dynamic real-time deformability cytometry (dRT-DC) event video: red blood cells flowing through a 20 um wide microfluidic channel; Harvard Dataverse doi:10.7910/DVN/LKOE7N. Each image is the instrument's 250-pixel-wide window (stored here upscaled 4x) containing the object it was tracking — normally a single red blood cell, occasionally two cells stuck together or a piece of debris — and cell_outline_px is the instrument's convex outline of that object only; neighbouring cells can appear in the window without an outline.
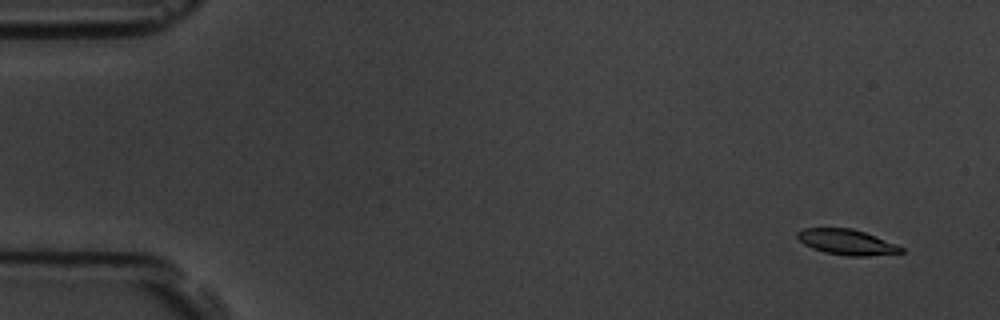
{"species": "common noctule bat (a hibernating species)", "species_latin": "Nyctalus noctula", "temperature_condition": "room temperature", "stored_images_in_passage": 4, "camera_frame_rate_fps": 3000, "um_per_image_px": 0.085, "animal": {"sex": "male", "body_mass_g": 19.5, "forearm_length_mm": 54.6}, "frame": {"image": 1, "passage_image": 1, "time_ms": 0.0, "image_size_px": [1000, 320], "cell_outline_px": [[904, 252], [868, 256], [848, 256], [824, 252], [812, 248], [804, 244], [796, 236], [796, 232], [804, 228], [852, 228], [864, 232], [896, 244], [904, 248]], "centroid_in_image_um": [71.96, 20.58], "position_along_channel_um": 13.0, "area_um2": 15.32}}
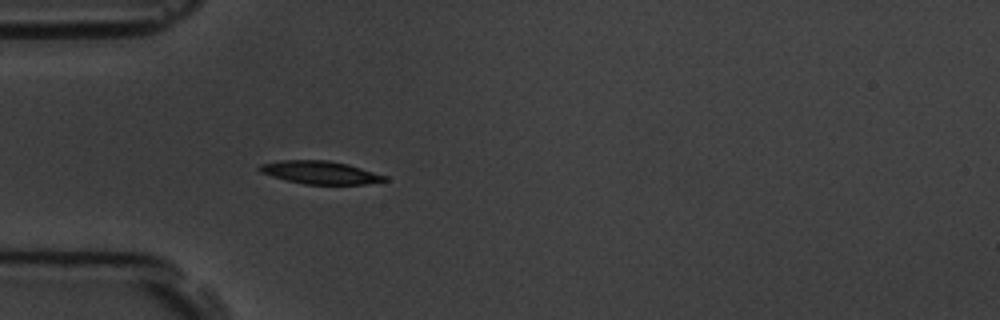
{"frame": {"image": 2, "passage_image": 4, "time_ms": 4.333, "image_size_px": [1000, 320], "cell_outline_px": [[388, 180], [364, 184], [304, 184], [288, 180], [260, 172], [256, 168], [260, 164], [284, 160], [328, 160], [348, 164], [388, 176]], "centroid_in_image_um": [27.24, 14.65], "position_along_channel_um": 57.8, "area_um2": 16.59}}